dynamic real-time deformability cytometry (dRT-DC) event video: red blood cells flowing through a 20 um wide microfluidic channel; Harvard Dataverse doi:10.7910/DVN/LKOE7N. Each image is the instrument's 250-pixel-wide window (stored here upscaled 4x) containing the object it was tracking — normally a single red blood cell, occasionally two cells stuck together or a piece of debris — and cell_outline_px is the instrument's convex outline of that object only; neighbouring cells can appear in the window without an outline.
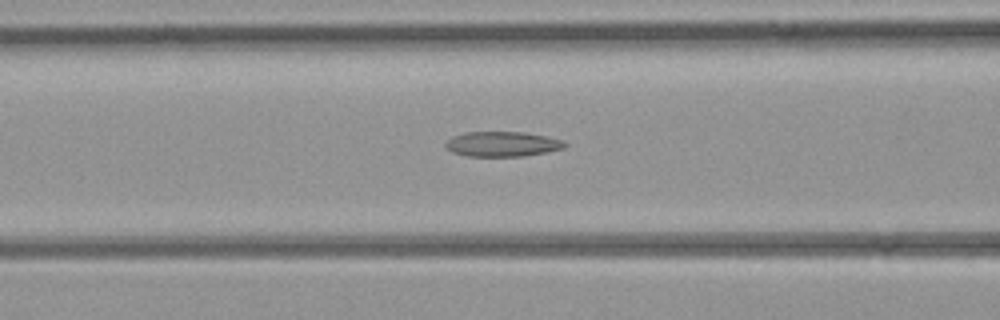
{"species": "common noctule bat (a hibernating species)", "species_latin": "Nyctalus noctula", "temperature_condition": "room temperature", "stored_images_in_passage": 26, "camera_frame_rate_fps": 3000, "um_per_image_px": 0.085, "animal": {"sex": "female", "body_mass_g": 21.9}, "frame": {"image": 1, "passage_image": 6, "time_ms": 1.667, "image_size_px": [1000, 320], "cell_outline_px": [[568, 144], [564, 148], [524, 156], [468, 156], [452, 152], [444, 144], [452, 136], [464, 132], [524, 132], [564, 140]], "centroid_in_image_um": [42.7, 12.24], "position_along_channel_um": 123.9, "area_um2": 17.28}}
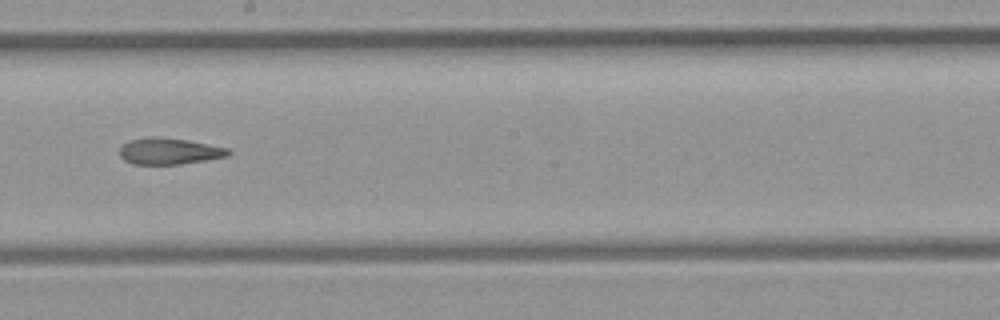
{"frame": {"image": 2, "passage_image": 13, "time_ms": 4.0, "image_size_px": [1000, 320], "cell_outline_px": [[232, 152], [228, 156], [180, 164], [132, 164], [124, 160], [120, 156], [120, 148], [128, 140], [148, 136], [160, 136], [188, 140], [228, 148]], "centroid_in_image_um": [14.36, 12.83], "position_along_channel_um": 233.8, "area_um2": 16.82}}
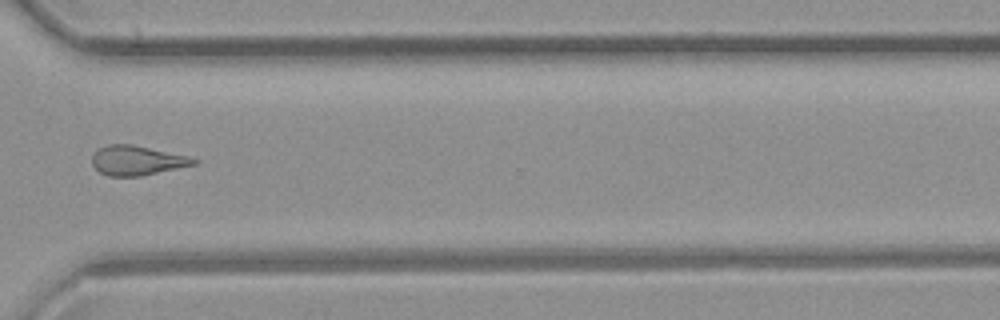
{"frame": {"image": 3, "passage_image": 21, "time_ms": 6.667, "image_size_px": [1000, 320], "cell_outline_px": [[200, 160], [196, 164], [140, 176], [108, 176], [100, 172], [92, 164], [92, 156], [100, 148], [108, 144], [132, 144], [188, 156]], "centroid_in_image_um": [11.65, 13.64], "position_along_channel_um": 359.0, "area_um2": 17.34}}